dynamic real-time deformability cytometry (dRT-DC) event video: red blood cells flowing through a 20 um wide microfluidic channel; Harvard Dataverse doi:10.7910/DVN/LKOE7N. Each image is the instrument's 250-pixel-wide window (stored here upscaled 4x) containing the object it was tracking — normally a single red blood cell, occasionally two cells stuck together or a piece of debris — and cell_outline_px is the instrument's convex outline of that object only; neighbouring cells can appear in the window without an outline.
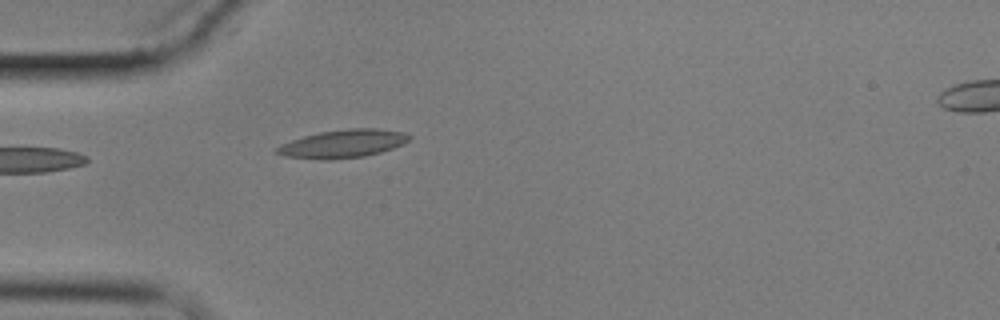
{"species": "common noctule bat (a hibernating species)", "species_latin": "Nyctalus noctula", "temperature_condition": "cold", "stored_images_in_passage": 6, "camera_frame_rate_fps": 3000, "um_per_image_px": 0.085, "animal": {"sex": "male", "body_mass_g": 17.9}, "frame": {"image": 1, "passage_image": 5, "time_ms": 5.0, "image_size_px": [1000, 320], "cell_outline_px": [[412, 136], [404, 144], [380, 152], [364, 156], [332, 160], [324, 160], [288, 156], [276, 152], [276, 148], [280, 144], [304, 136], [320, 132], [348, 128], [376, 128], [404, 132]], "centroid_in_image_um": [29.18, 12.21], "position_along_channel_um": 55.8, "area_um2": 21.56}}